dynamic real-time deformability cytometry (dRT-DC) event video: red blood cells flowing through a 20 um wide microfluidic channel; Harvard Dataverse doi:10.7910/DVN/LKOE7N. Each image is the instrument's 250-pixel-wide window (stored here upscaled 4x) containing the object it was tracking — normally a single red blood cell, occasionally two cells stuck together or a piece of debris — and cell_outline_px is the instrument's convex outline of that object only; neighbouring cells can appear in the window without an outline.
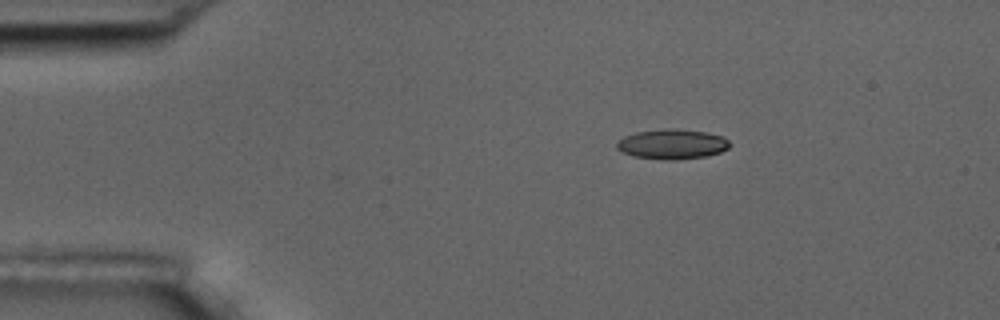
{"species": "common noctule bat (a hibernating species)", "species_latin": "Nyctalus noctula", "temperature_condition": "room temperature", "stored_images_in_passage": 2, "camera_frame_rate_fps": 3000, "um_per_image_px": 0.085, "animal": {"sex": "male", "body_mass_g": 17.5, "forearm_length_mm": 52.3}, "frame": {"image": 1, "passage_image": 1, "time_ms": 0.0, "image_size_px": [1000, 320], "cell_outline_px": [[728, 148], [720, 152], [704, 156], [676, 160], [664, 160], [632, 156], [616, 148], [616, 144], [624, 136], [636, 132], [664, 128], [676, 128], [708, 132], [724, 136], [728, 140]], "centroid_in_image_um": [57.13, 12.24], "position_along_channel_um": 27.9, "area_um2": 19.77}}